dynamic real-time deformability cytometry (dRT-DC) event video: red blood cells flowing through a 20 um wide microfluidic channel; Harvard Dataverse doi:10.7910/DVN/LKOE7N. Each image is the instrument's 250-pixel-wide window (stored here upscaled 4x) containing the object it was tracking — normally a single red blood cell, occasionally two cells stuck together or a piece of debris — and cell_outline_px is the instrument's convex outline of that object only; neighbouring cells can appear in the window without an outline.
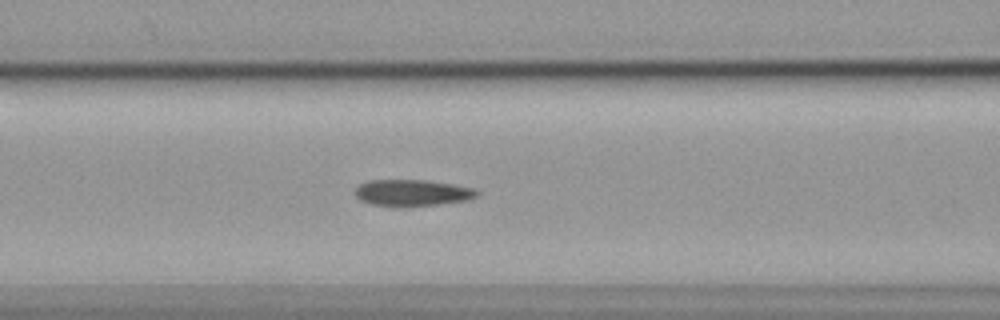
{"species": "common noctule bat (a hibernating species)", "species_latin": "Nyctalus noctula", "temperature_condition": "cold", "stored_images_in_passage": 56, "camera_frame_rate_fps": 3000, "um_per_image_px": 0.085, "animal": {"sex": "female", "body_mass_g": 19.9}, "frame": {"image": 1, "passage_image": 23, "time_ms": 7.333, "image_size_px": [1000, 320], "cell_outline_px": [[480, 196], [468, 200], [440, 204], [400, 208], [368, 204], [360, 200], [356, 196], [356, 188], [360, 184], [368, 180], [424, 180], [452, 184], [476, 188], [480, 192]], "centroid_in_image_um": [35.07, 16.41], "position_along_channel_um": 131.5, "area_um2": 19.31}}
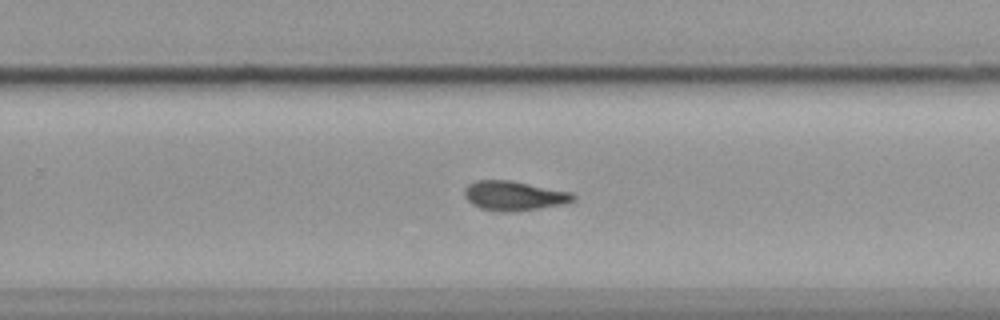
{"frame": {"image": 2, "passage_image": 36, "time_ms": 11.667, "image_size_px": [1000, 320], "cell_outline_px": [[576, 200], [568, 204], [512, 212], [508, 212], [480, 208], [472, 204], [464, 196], [464, 192], [468, 184], [476, 180], [512, 180], [572, 192], [576, 196]], "centroid_in_image_um": [43.75, 16.63], "position_along_channel_um": 286.1, "area_um2": 18.9}}
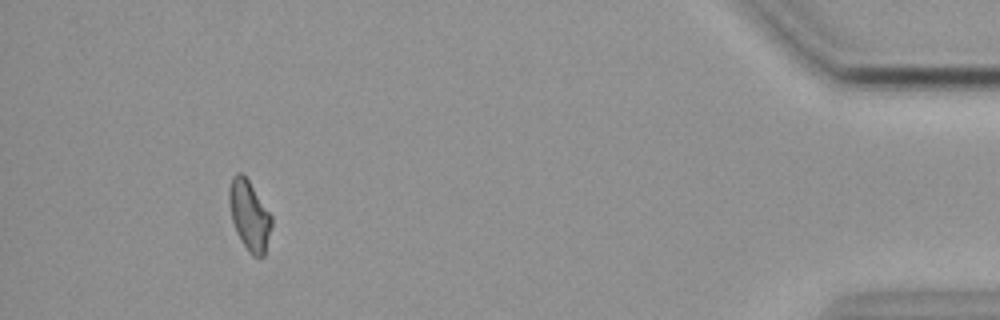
{"frame": {"image": 3, "passage_image": 52, "time_ms": 17.0, "image_size_px": [1000, 320], "cell_outline_px": [[272, 228], [264, 256], [252, 256], [248, 252], [236, 232], [232, 220], [228, 200], [228, 188], [232, 176], [236, 172], [240, 172], [248, 180], [272, 216]], "centroid_in_image_um": [21.19, 18.32], "position_along_channel_um": 414.0, "area_um2": 17.34}, "authors_computed_cell_mechanics": {"area_um2": 18.2937, "velocity_mm_per_s": 3.5825, "shape_relaxation_time_tau1_ms": 8.7453, "shape_relaxation_time_tau2_ms": 3.13, "deformation_change_tau1": 0.1788, "deformation_change_tau2": 0.0874}}